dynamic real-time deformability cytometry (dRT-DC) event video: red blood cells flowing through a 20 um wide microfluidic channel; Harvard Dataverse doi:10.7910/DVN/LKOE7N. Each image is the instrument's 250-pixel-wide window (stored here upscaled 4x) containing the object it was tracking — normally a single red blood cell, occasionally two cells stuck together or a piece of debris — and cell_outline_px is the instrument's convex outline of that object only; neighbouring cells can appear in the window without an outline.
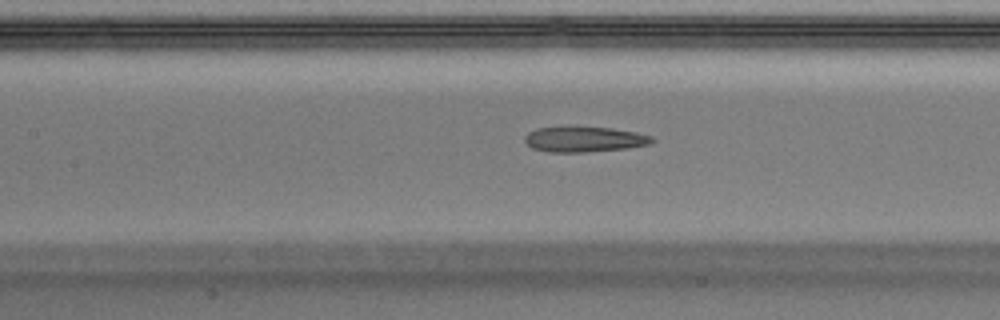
{"species": "Egyptian fruit bat (a non-hibernating species)", "species_latin": "Rousettus aegyptiacus", "temperature_condition": "warm", "stored_images_in_passage": 34, "camera_frame_rate_fps": 3000, "um_per_image_px": 0.085, "animal": {"sex": "male"}, "frame": {"image": 1, "passage_image": 7, "time_ms": 2.0, "image_size_px": [1000, 320], "cell_outline_px": [[656, 140], [652, 144], [628, 148], [584, 152], [548, 152], [532, 148], [524, 140], [524, 136], [528, 132], [536, 128], [612, 128], [636, 132], [652, 136]], "centroid_in_image_um": [49.71, 11.86], "position_along_channel_um": 157.7, "area_um2": 18.61}}
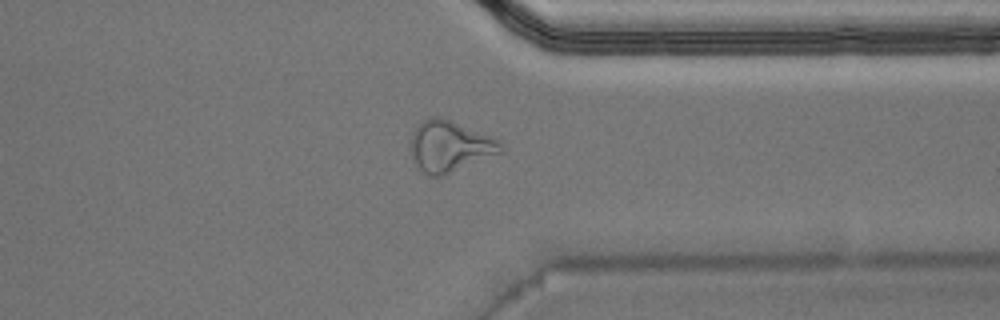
{"frame": {"image": 2, "passage_image": 23, "time_ms": 7.333, "image_size_px": [1000, 320], "cell_outline_px": [[504, 148], [500, 152], [444, 176], [428, 176], [416, 164], [408, 148], [412, 132], [428, 116], [440, 116], [452, 120], [500, 140]], "centroid_in_image_um": [38.19, 12.42], "position_along_channel_um": 373.2, "area_um2": 26.88}}
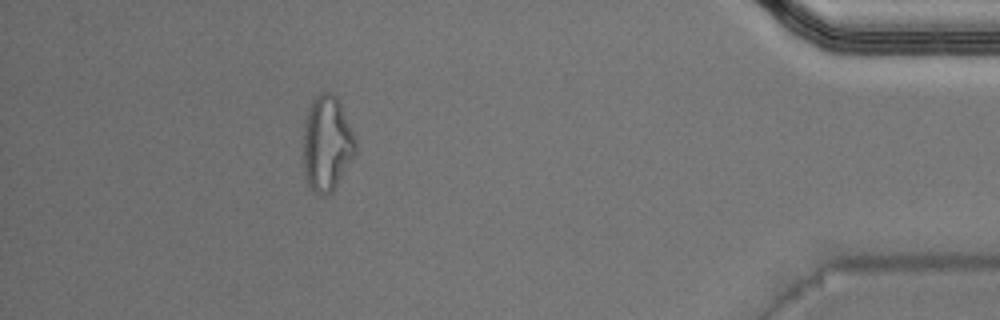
{"frame": {"image": 3, "passage_image": 29, "time_ms": 9.333, "image_size_px": [1000, 320], "cell_outline_px": [[356, 152], [332, 192], [320, 196], [312, 192], [308, 184], [304, 172], [304, 132], [308, 112], [312, 100], [320, 92], [328, 92], [336, 96], [340, 104], [356, 140]], "centroid_in_image_um": [27.78, 12.23], "position_along_channel_um": 407.4, "area_um2": 28.55}}